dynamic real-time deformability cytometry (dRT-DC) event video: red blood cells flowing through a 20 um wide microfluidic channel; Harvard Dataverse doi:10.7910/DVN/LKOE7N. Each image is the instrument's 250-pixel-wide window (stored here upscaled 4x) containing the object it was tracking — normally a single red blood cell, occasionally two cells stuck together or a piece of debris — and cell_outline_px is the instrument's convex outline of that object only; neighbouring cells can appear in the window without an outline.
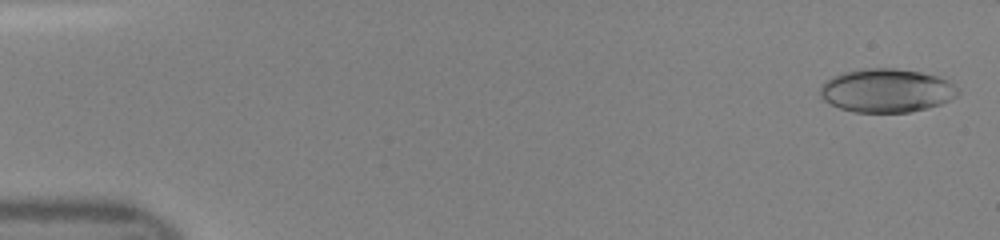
{"species": "human", "species_latin": "Homo sapiens", "temperature_condition": "room temperature", "stored_images_in_passage": 45, "camera_frame_rate_fps": 3000, "um_per_image_px": 0.085, "donor": {"sex": "female"}, "frame": {"image": 1, "passage_image": 2, "time_ms": 0.333, "image_size_px": [1000, 240], "cell_outline_px": [[960, 92], [956, 96], [940, 104], [928, 108], [908, 112], [852, 112], [840, 108], [824, 100], [820, 96], [820, 84], [832, 76], [844, 72], [864, 68], [896, 68], [920, 72], [936, 76], [948, 80]], "centroid_in_image_um": [75.32, 7.69], "position_along_channel_um": 9.7, "area_um2": 34.97}}
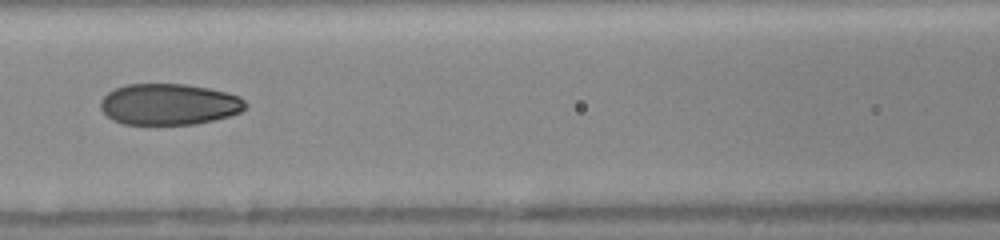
{"frame": {"image": 2, "passage_image": 22, "time_ms": 7.0, "image_size_px": [1000, 240], "cell_outline_px": [[244, 108], [240, 112], [228, 116], [196, 124], [124, 124], [112, 120], [100, 108], [100, 100], [108, 92], [116, 88], [128, 84], [184, 84], [208, 88], [240, 96], [244, 100]], "centroid_in_image_um": [14.33, 8.86], "position_along_channel_um": 152.3, "area_um2": 34.56}}
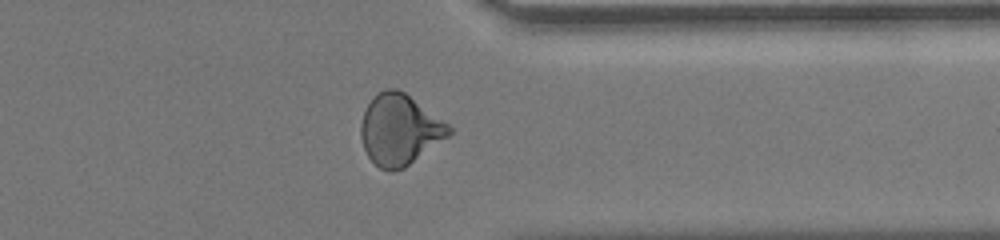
{"frame": {"image": 3, "passage_image": 38, "time_ms": 12.333, "image_size_px": [1000, 240], "cell_outline_px": [[452, 132], [448, 136], [404, 168], [392, 172], [388, 172], [380, 168], [368, 156], [364, 148], [360, 136], [360, 124], [364, 112], [368, 104], [376, 92], [384, 88], [396, 88], [404, 92], [448, 124], [452, 128]], "centroid_in_image_um": [33.93, 11.02], "position_along_channel_um": 377.5, "area_um2": 36.07}}